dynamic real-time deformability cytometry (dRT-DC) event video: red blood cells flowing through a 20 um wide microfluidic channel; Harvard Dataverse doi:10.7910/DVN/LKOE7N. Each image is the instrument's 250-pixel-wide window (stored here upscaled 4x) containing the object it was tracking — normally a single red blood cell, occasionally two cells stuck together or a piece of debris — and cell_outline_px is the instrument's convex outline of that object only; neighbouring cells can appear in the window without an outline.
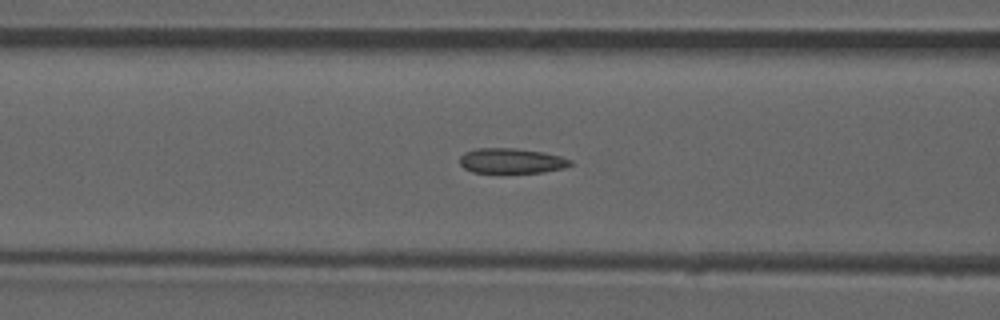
{"species": "common noctule bat (a hibernating species)", "species_latin": "Nyctalus noctula", "temperature_condition": "room temperature", "stored_images_in_passage": 38, "camera_frame_rate_fps": 3000, "um_per_image_px": 0.085, "animal": {"sex": "male", "forearm_length_mm": 52.5}, "frame": {"image": 1, "passage_image": 6, "time_ms": 1.667, "image_size_px": [1000, 320], "cell_outline_px": [[572, 164], [564, 168], [544, 172], [472, 172], [464, 168], [460, 164], [460, 156], [464, 152], [476, 148], [516, 148], [544, 152], [560, 156], [572, 160]], "centroid_in_image_um": [43.47, 13.66], "position_along_channel_um": 123.1, "area_um2": 16.18}, "authors_computed_cell_mechanics": {"area_um2": 16.0395, "velocity_mm_per_s": 3.9609, "shape_relaxation_time_tau1_ms": null, "shape_relaxation_time_tau2_ms": 1.4702, "deformation_change_tau1": null, "deformation_change_tau2": 0.0653}}